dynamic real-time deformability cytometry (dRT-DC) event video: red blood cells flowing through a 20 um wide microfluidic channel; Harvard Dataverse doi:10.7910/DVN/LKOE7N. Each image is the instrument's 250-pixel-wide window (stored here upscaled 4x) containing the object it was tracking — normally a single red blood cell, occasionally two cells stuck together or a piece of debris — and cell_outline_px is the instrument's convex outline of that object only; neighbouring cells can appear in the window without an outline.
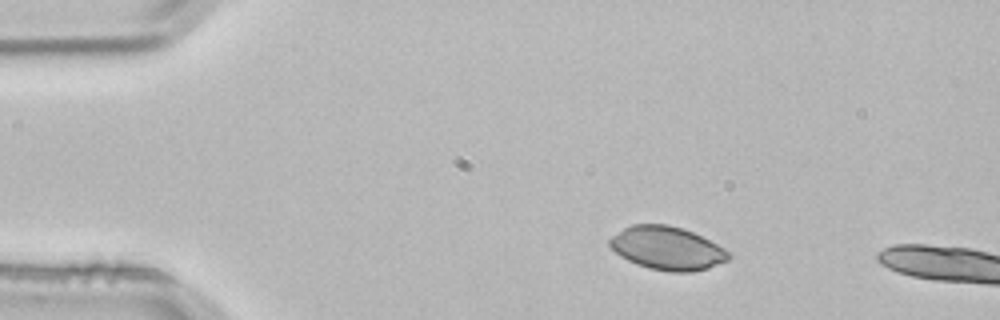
{"species": "common noctule bat (a hibernating species)", "species_latin": "Nyctalus noctula", "temperature_condition": "room temperature", "stored_images_in_passage": 2, "camera_frame_rate_fps": 3000, "um_per_image_px": 0.085, "animal": {"sex": "male", "body_mass_g": 21.5, "forearm_length_mm": 52.0}, "frame": {"image": 1, "passage_image": 1, "time_ms": 0.0, "image_size_px": [1000, 320], "cell_outline_px": [[732, 256], [728, 260], [708, 268], [692, 272], [668, 272], [648, 268], [636, 264], [620, 256], [608, 244], [608, 240], [612, 236], [624, 228], [632, 224], [668, 224], [684, 228], [724, 248]], "centroid_in_image_um": [56.7, 21.1], "position_along_channel_um": 28.3, "area_um2": 30.0}}